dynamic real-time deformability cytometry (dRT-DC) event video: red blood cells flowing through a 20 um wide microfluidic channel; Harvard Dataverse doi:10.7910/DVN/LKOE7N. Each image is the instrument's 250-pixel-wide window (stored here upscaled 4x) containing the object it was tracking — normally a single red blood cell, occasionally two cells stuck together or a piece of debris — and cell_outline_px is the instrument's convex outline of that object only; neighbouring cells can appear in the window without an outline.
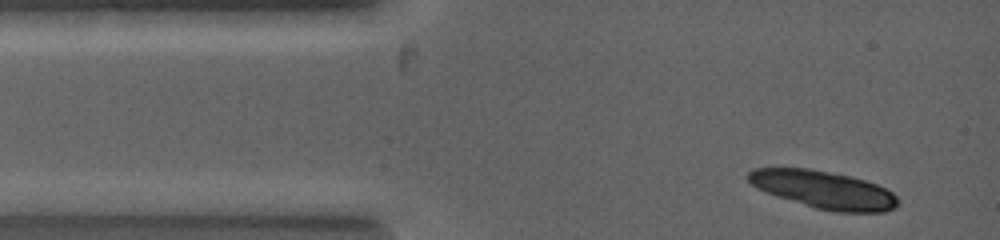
{"species": "common noctule bat (a hibernating species)", "species_latin": "Nyctalus noctula", "temperature_condition": "warm", "stored_images_in_passage": 2, "camera_frame_rate_fps": 5000, "um_per_image_px": 0.085, "animal": {"sex": "female", "body_mass_g": 19.0, "forearm_length_mm": 53.3}, "frame": {"image": 1, "passage_image": 1, "time_ms": 0.0, "image_size_px": [1000, 240], "cell_outline_px": [[900, 200], [896, 208], [884, 212], [836, 212], [816, 208], [776, 196], [756, 188], [744, 176], [752, 168], [808, 168], [852, 176], [876, 184], [892, 192]], "centroid_in_image_um": [70.0, 16.12], "position_along_channel_um": 15.0, "area_um2": 33.0}}